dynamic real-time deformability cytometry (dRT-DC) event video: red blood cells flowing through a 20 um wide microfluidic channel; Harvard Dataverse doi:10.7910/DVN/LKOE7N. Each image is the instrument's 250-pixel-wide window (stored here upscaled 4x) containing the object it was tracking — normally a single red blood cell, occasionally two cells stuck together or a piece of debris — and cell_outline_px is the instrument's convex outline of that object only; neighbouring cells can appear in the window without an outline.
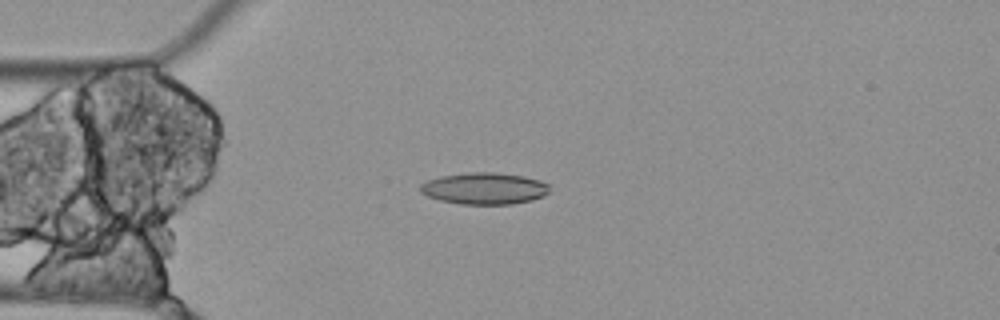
{"species": "Egyptian fruit bat (a non-hibernating species)", "species_latin": "Rousettus aegyptiacus", "temperature_condition": "cold", "stored_images_in_passage": 8, "camera_frame_rate_fps": 3000, "um_per_image_px": 0.085, "animal": {"sex": "female"}, "frame": {"image": 1, "passage_image": 4, "time_ms": 1.0, "image_size_px": [1000, 320], "cell_outline_px": [[548, 192], [544, 196], [532, 200], [512, 204], [460, 204], [440, 200], [428, 196], [420, 192], [420, 184], [428, 180], [440, 176], [468, 172], [496, 172], [524, 176], [540, 180], [548, 184]], "centroid_in_image_um": [41.17, 16.01], "position_along_channel_um": 43.8, "area_um2": 23.93}}
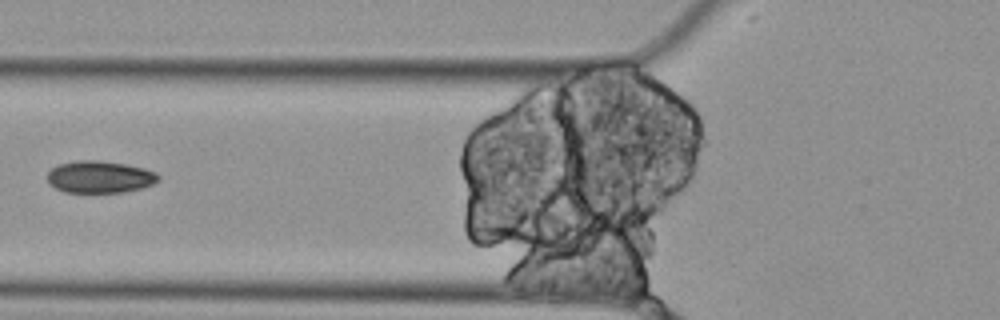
{"frame": {"image": 2, "passage_image": 6, "time_ms": 1.667, "image_size_px": [1000, 320], "cell_outline_px": [[160, 180], [152, 184], [140, 188], [124, 192], [64, 192], [48, 184], [48, 172], [52, 168], [60, 164], [76, 160], [100, 160], [128, 164], [144, 168], [156, 172], [160, 176]], "centroid_in_image_um": [8.49, 15.03], "position_along_channel_um": 117.3, "area_um2": 20.87}}
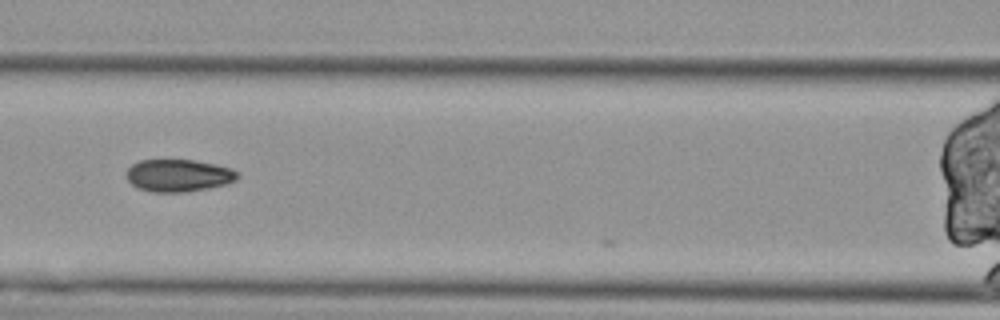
{"frame": {"image": 3, "passage_image": 7, "time_ms": 2.0, "image_size_px": [1000, 320], "cell_outline_px": [[240, 176], [236, 180], [228, 184], [208, 188], [184, 192], [152, 192], [136, 188], [128, 180], [128, 168], [132, 164], [140, 160], [196, 160], [216, 164], [232, 168]], "centroid_in_image_um": [15.2, 14.92], "position_along_channel_um": 151.4, "area_um2": 21.04}}